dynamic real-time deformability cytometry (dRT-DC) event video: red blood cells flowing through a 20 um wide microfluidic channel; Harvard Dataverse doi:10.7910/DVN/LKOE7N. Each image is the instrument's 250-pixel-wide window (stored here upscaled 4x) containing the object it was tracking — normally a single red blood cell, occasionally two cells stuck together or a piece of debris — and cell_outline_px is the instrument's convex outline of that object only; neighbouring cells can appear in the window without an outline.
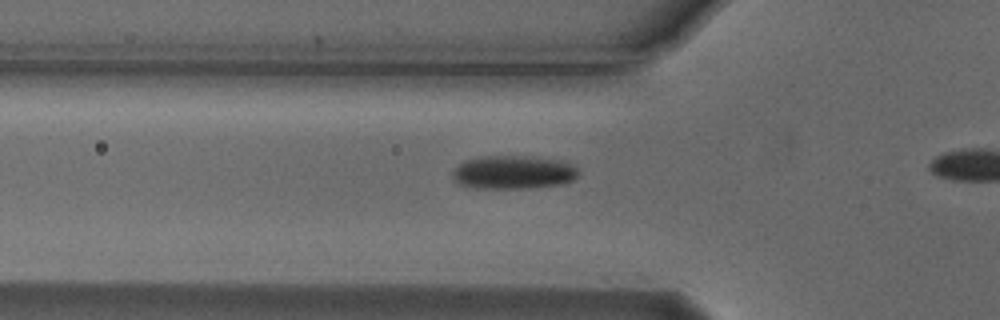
{"species": "Egyptian fruit bat (a non-hibernating species)", "species_latin": "Rousettus aegyptiacus", "temperature_condition": "cold", "stored_images_in_passage": 18, "camera_frame_rate_fps": 3000, "um_per_image_px": 0.085, "animal": {"sex": "male"}, "frame": {"image": 1, "passage_image": 6, "time_ms": 1.667, "image_size_px": [1000, 320], "cell_outline_px": [[580, 172], [572, 180], [564, 184], [528, 188], [468, 188], [460, 184], [452, 176], [452, 172], [464, 160], [480, 156], [524, 156], [560, 160], [576, 168]], "centroid_in_image_um": [43.6, 14.65], "position_along_channel_um": 82.2, "area_um2": 24.51}}
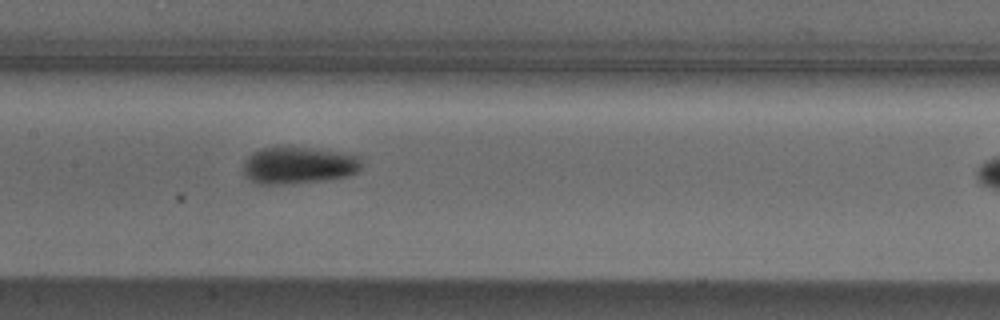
{"frame": {"image": 2, "passage_image": 14, "time_ms": 4.333, "image_size_px": [1000, 320], "cell_outline_px": [[360, 168], [356, 172], [348, 176], [328, 180], [280, 184], [256, 184], [248, 180], [244, 176], [244, 164], [248, 156], [252, 152], [260, 148], [304, 148], [336, 152], [360, 156]], "centroid_in_image_um": [25.33, 14.08], "position_along_channel_um": 182.1, "area_um2": 25.2}}
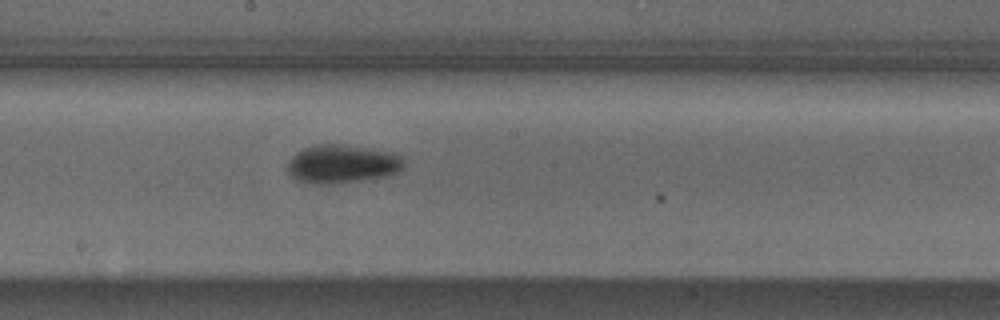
{"frame": {"image": 3, "passage_image": 17, "time_ms": 5.333, "image_size_px": [1000, 320], "cell_outline_px": [[404, 168], [392, 176], [332, 184], [308, 184], [296, 180], [284, 168], [288, 160], [296, 152], [304, 148], [316, 144], [340, 144], [368, 148], [392, 152], [400, 156], [404, 160]], "centroid_in_image_um": [29.06, 13.95], "position_along_channel_um": 219.1, "area_um2": 26.65}}